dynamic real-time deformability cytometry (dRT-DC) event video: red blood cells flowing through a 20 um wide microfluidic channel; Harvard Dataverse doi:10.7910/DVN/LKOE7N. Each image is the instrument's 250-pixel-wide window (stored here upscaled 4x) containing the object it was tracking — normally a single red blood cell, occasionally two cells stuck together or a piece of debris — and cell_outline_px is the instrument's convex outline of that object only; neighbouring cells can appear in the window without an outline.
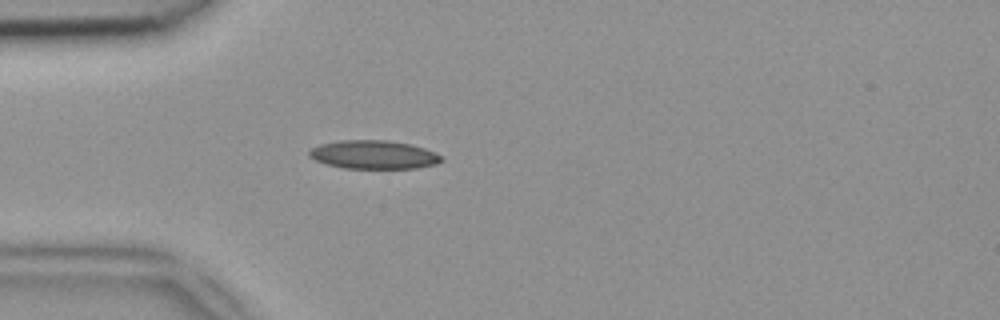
{"species": "common noctule bat (a hibernating species)", "species_latin": "Nyctalus noctula", "temperature_condition": "room temperature", "stored_images_in_passage": 48, "camera_frame_rate_fps": 3000, "um_per_image_px": 0.085, "animal": {"sex": "female", "body_mass_g": 18.4}, "frame": {"image": 1, "passage_image": 13, "time_ms": 4.0, "image_size_px": [1000, 320], "cell_outline_px": [[444, 160], [436, 164], [416, 168], [344, 168], [328, 164], [316, 160], [308, 156], [308, 152], [312, 148], [320, 144], [340, 140], [388, 140], [408, 144], [424, 148], [444, 156]], "centroid_in_image_um": [31.78, 13.14], "position_along_channel_um": 53.2, "area_um2": 21.91}}
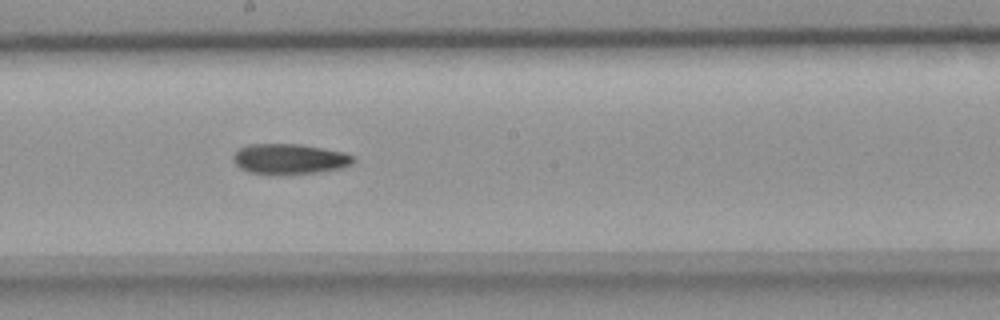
{"frame": {"image": 2, "passage_image": 26, "time_ms": 8.333, "image_size_px": [1000, 320], "cell_outline_px": [[356, 160], [352, 164], [340, 168], [316, 172], [280, 176], [268, 176], [248, 172], [240, 168], [232, 160], [232, 156], [240, 148], [248, 144], [300, 144], [344, 152], [352, 156]], "centroid_in_image_um": [24.56, 13.54], "position_along_channel_um": 223.6, "area_um2": 21.68}}
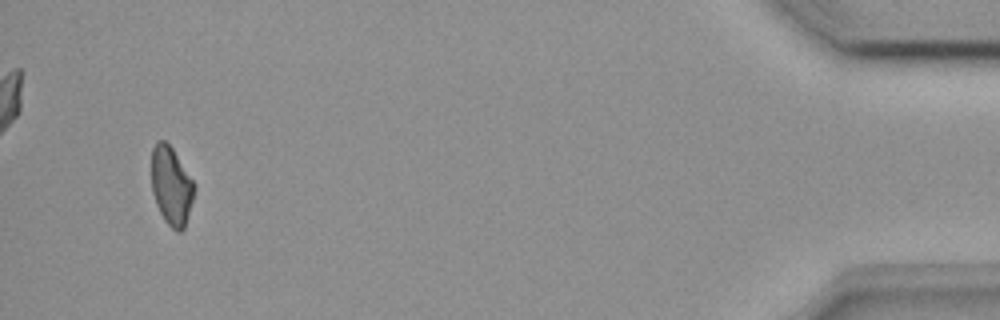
{"frame": {"image": 3, "passage_image": 46, "time_ms": 15.0, "image_size_px": [1000, 320], "cell_outline_px": [[196, 188], [184, 228], [180, 232], [176, 232], [164, 220], [156, 204], [152, 192], [152, 148], [156, 140], [164, 140], [172, 148], [196, 184]], "centroid_in_image_um": [14.57, 15.79], "position_along_channel_um": 420.6, "area_um2": 19.59}}